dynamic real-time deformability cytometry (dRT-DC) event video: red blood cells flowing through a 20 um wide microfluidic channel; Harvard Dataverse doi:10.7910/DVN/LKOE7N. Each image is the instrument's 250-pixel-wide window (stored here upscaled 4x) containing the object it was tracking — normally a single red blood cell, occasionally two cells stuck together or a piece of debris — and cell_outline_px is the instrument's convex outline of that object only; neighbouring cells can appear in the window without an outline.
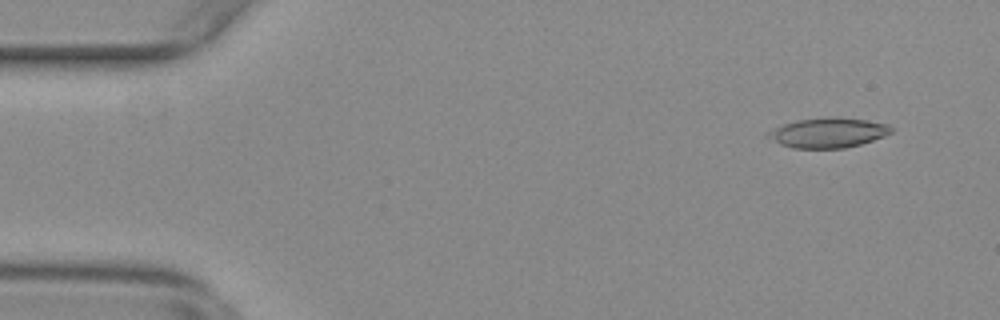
{"species": "common noctule bat (a hibernating species)", "species_latin": "Nyctalus noctula", "temperature_condition": "warm", "stored_images_in_passage": 13, "camera_frame_rate_fps": 3000, "um_per_image_px": 0.085, "animal": {"sex": "female", "body_mass_g": 29.2, "forearm_length_mm": 56.3}, "frame": {"image": 1, "passage_image": 4, "time_ms": 1.0, "image_size_px": [1000, 320], "cell_outline_px": [[892, 132], [884, 136], [860, 144], [844, 148], [792, 148], [780, 144], [764, 136], [764, 132], [784, 124], [796, 120], [828, 116], [836, 116], [864, 120], [888, 124], [892, 128]], "centroid_in_image_um": [70.33, 11.27], "position_along_channel_um": 14.7, "area_um2": 21.62}}